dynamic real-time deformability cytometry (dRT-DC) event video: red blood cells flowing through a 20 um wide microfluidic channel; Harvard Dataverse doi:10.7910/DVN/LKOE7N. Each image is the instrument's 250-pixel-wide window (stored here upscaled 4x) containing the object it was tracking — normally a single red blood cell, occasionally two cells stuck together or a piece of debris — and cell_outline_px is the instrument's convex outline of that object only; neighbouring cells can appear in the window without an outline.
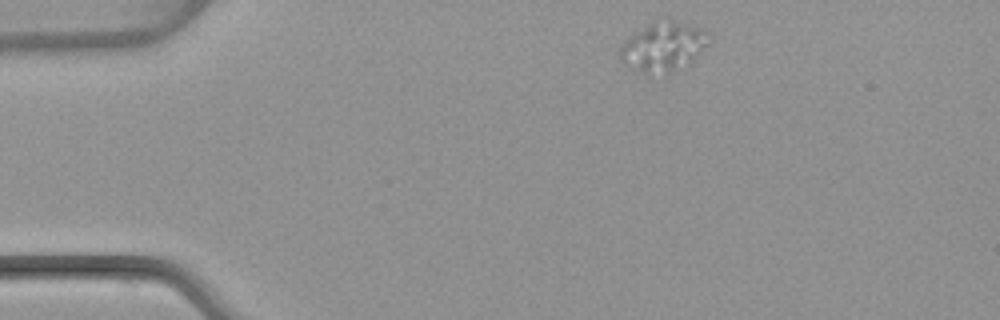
{"species": "common noctule bat (a hibernating species)", "species_latin": "Nyctalus noctula", "temperature_condition": "warm", "stored_images_in_passage": 44, "camera_frame_rate_fps": 3000, "um_per_image_px": 0.085, "animal": {"sex": "female", "body_mass_g": 22.7, "forearm_length_mm": 54.2}, "frame": {"image": 1, "passage_image": 1, "time_ms": 0.0, "image_size_px": [1000, 320], "cell_outline_px": [[708, 44], [692, 64], [668, 72], [640, 72], [620, 60], [620, 44], [628, 36], [656, 16], [668, 16], [696, 28], [704, 32]], "centroid_in_image_um": [56.33, 3.89], "position_along_channel_um": 28.7, "area_um2": 25.89}}
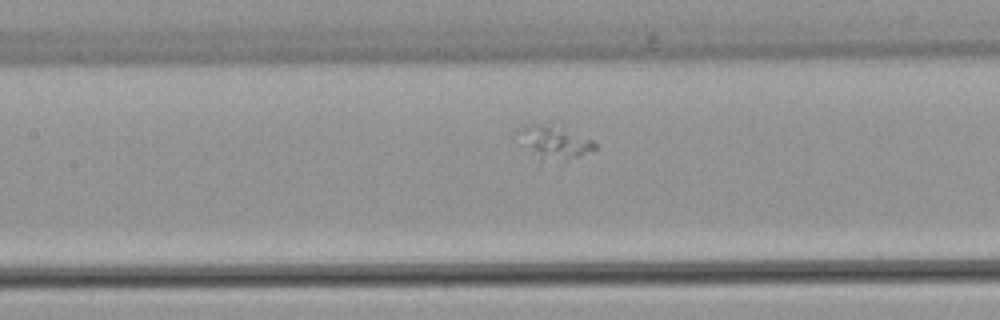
{"frame": {"image": 2, "passage_image": 16, "time_ms": 5.0, "image_size_px": [1000, 320], "cell_outline_px": [[596, 148], [564, 164], [560, 164], [540, 160], [516, 128], [528, 124], [564, 120], [592, 140], [596, 144]], "centroid_in_image_um": [47.29, 12.0], "position_along_channel_um": 160.1, "area_um2": 16.13}}
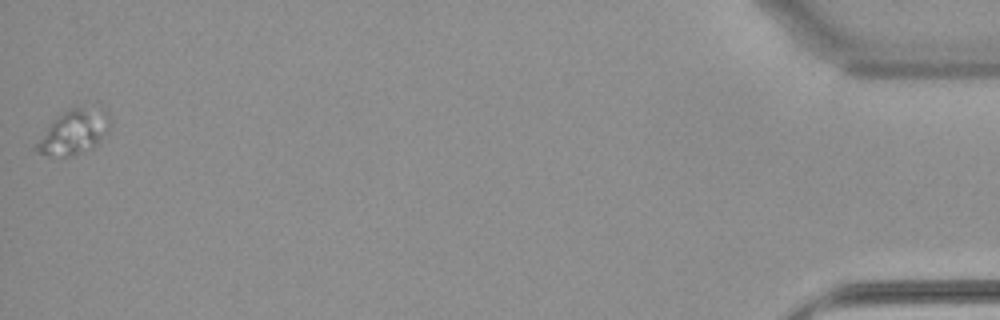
{"frame": {"image": 3, "passage_image": 44, "time_ms": 14.333, "image_size_px": [1000, 320], "cell_outline_px": [[112, 124], [108, 132], [92, 148], [68, 156], [48, 156], [36, 152], [32, 148], [56, 116], [68, 108], [100, 100], [108, 112]], "centroid_in_image_um": [6.37, 11.09], "position_along_channel_um": 428.8, "area_um2": 20.29}}